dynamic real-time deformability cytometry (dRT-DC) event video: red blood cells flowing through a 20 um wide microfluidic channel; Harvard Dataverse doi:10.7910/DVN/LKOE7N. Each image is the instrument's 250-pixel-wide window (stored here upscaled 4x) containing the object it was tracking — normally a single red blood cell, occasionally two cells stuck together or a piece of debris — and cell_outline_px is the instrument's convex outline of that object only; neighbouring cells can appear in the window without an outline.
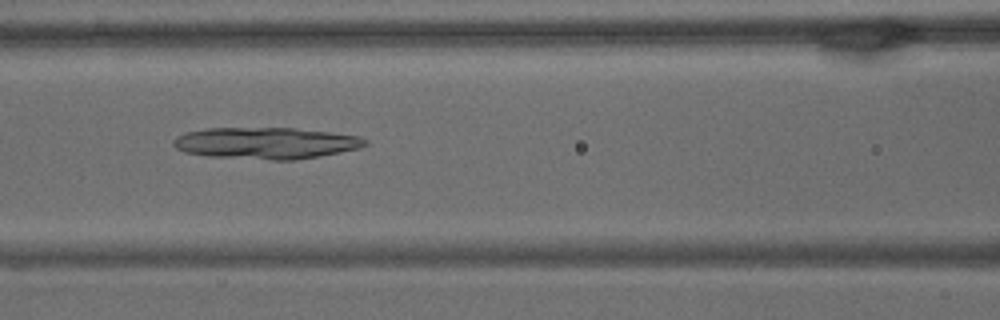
{"species": "common noctule bat (a hibernating species)", "species_latin": "Nyctalus noctula", "temperature_condition": "warm", "stored_images_in_passage": 59, "camera_frame_rate_fps": 3000, "um_per_image_px": 0.085, "animal": {"sex": "male", "body_mass_g": 15.6}, "frame": {"image": 1, "passage_image": 25, "time_ms": 8.0, "image_size_px": [1000, 320], "cell_outline_px": [[368, 144], [360, 148], [320, 156], [296, 160], [272, 160], [208, 156], [184, 152], [176, 148], [172, 144], [172, 140], [176, 136], [184, 132], [208, 128], [296, 128], [360, 136], [368, 140]], "centroid_in_image_um": [22.59, 12.16], "position_along_channel_um": 144.0, "area_um2": 35.49}}
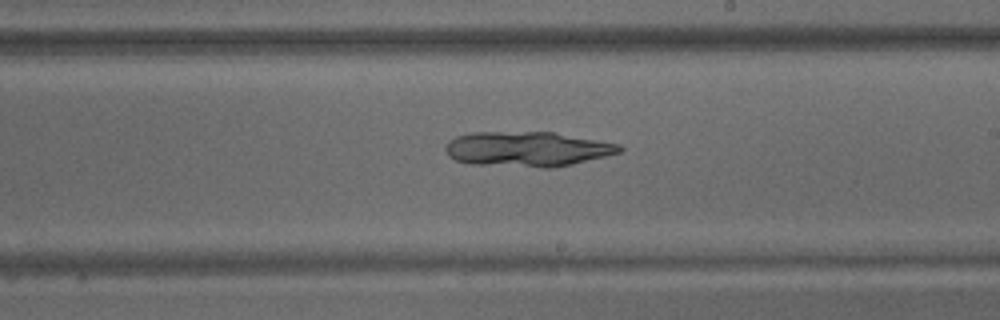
{"frame": {"image": 2, "passage_image": 34, "time_ms": 11.0, "image_size_px": [1000, 320], "cell_outline_px": [[624, 148], [620, 152], [572, 164], [552, 168], [544, 168], [468, 164], [456, 160], [448, 156], [444, 148], [448, 140], [456, 136], [472, 132], [552, 132], [620, 144]], "centroid_in_image_um": [44.76, 12.67], "position_along_channel_um": 244.2, "area_um2": 35.6}}
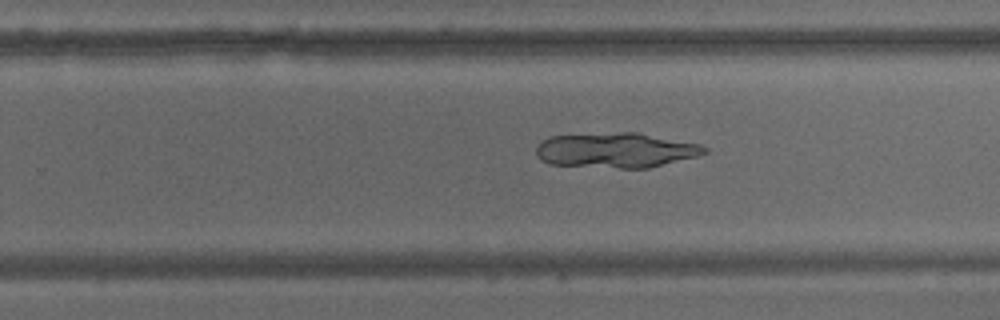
{"frame": {"image": 3, "passage_image": 37, "time_ms": 12.0, "image_size_px": [1000, 320], "cell_outline_px": [[708, 152], [696, 156], [648, 168], [620, 168], [548, 164], [540, 160], [536, 156], [536, 148], [540, 140], [548, 136], [620, 132], [640, 132], [700, 144], [708, 148]], "centroid_in_image_um": [52.32, 12.76], "position_along_channel_um": 277.5, "area_um2": 34.62}}